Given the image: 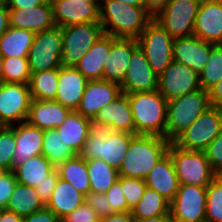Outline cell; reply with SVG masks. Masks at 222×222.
Returning a JSON list of instances; mask_svg holds the SVG:
<instances>
[{
    "label": "cell",
    "instance_id": "obj_8",
    "mask_svg": "<svg viewBox=\"0 0 222 222\" xmlns=\"http://www.w3.org/2000/svg\"><path fill=\"white\" fill-rule=\"evenodd\" d=\"M222 131V108L209 106L172 143L186 151L204 152Z\"/></svg>",
    "mask_w": 222,
    "mask_h": 222
},
{
    "label": "cell",
    "instance_id": "obj_28",
    "mask_svg": "<svg viewBox=\"0 0 222 222\" xmlns=\"http://www.w3.org/2000/svg\"><path fill=\"white\" fill-rule=\"evenodd\" d=\"M84 202V195L69 182L59 178L50 200L45 205L60 220L78 208Z\"/></svg>",
    "mask_w": 222,
    "mask_h": 222
},
{
    "label": "cell",
    "instance_id": "obj_52",
    "mask_svg": "<svg viewBox=\"0 0 222 222\" xmlns=\"http://www.w3.org/2000/svg\"><path fill=\"white\" fill-rule=\"evenodd\" d=\"M210 106L222 108V80L209 91Z\"/></svg>",
    "mask_w": 222,
    "mask_h": 222
},
{
    "label": "cell",
    "instance_id": "obj_33",
    "mask_svg": "<svg viewBox=\"0 0 222 222\" xmlns=\"http://www.w3.org/2000/svg\"><path fill=\"white\" fill-rule=\"evenodd\" d=\"M59 178L69 182L83 195L90 192L87 161L79 155L66 160L57 168Z\"/></svg>",
    "mask_w": 222,
    "mask_h": 222
},
{
    "label": "cell",
    "instance_id": "obj_51",
    "mask_svg": "<svg viewBox=\"0 0 222 222\" xmlns=\"http://www.w3.org/2000/svg\"><path fill=\"white\" fill-rule=\"evenodd\" d=\"M46 0H8L9 9H23L43 4Z\"/></svg>",
    "mask_w": 222,
    "mask_h": 222
},
{
    "label": "cell",
    "instance_id": "obj_47",
    "mask_svg": "<svg viewBox=\"0 0 222 222\" xmlns=\"http://www.w3.org/2000/svg\"><path fill=\"white\" fill-rule=\"evenodd\" d=\"M16 184L17 179L13 171H8L0 178V209H6Z\"/></svg>",
    "mask_w": 222,
    "mask_h": 222
},
{
    "label": "cell",
    "instance_id": "obj_46",
    "mask_svg": "<svg viewBox=\"0 0 222 222\" xmlns=\"http://www.w3.org/2000/svg\"><path fill=\"white\" fill-rule=\"evenodd\" d=\"M61 222H100L95 210L83 202L78 208L65 216Z\"/></svg>",
    "mask_w": 222,
    "mask_h": 222
},
{
    "label": "cell",
    "instance_id": "obj_37",
    "mask_svg": "<svg viewBox=\"0 0 222 222\" xmlns=\"http://www.w3.org/2000/svg\"><path fill=\"white\" fill-rule=\"evenodd\" d=\"M42 155L57 168L76 154L65 144L57 129L44 130Z\"/></svg>",
    "mask_w": 222,
    "mask_h": 222
},
{
    "label": "cell",
    "instance_id": "obj_56",
    "mask_svg": "<svg viewBox=\"0 0 222 222\" xmlns=\"http://www.w3.org/2000/svg\"><path fill=\"white\" fill-rule=\"evenodd\" d=\"M132 222H172L170 215H161L152 218H133Z\"/></svg>",
    "mask_w": 222,
    "mask_h": 222
},
{
    "label": "cell",
    "instance_id": "obj_35",
    "mask_svg": "<svg viewBox=\"0 0 222 222\" xmlns=\"http://www.w3.org/2000/svg\"><path fill=\"white\" fill-rule=\"evenodd\" d=\"M59 80V68L31 73L29 82L32 99L55 100Z\"/></svg>",
    "mask_w": 222,
    "mask_h": 222
},
{
    "label": "cell",
    "instance_id": "obj_49",
    "mask_svg": "<svg viewBox=\"0 0 222 222\" xmlns=\"http://www.w3.org/2000/svg\"><path fill=\"white\" fill-rule=\"evenodd\" d=\"M23 222H61V220L45 206L30 215L24 216Z\"/></svg>",
    "mask_w": 222,
    "mask_h": 222
},
{
    "label": "cell",
    "instance_id": "obj_15",
    "mask_svg": "<svg viewBox=\"0 0 222 222\" xmlns=\"http://www.w3.org/2000/svg\"><path fill=\"white\" fill-rule=\"evenodd\" d=\"M121 90L125 94L158 90V75L152 70L139 46L131 53Z\"/></svg>",
    "mask_w": 222,
    "mask_h": 222
},
{
    "label": "cell",
    "instance_id": "obj_34",
    "mask_svg": "<svg viewBox=\"0 0 222 222\" xmlns=\"http://www.w3.org/2000/svg\"><path fill=\"white\" fill-rule=\"evenodd\" d=\"M170 202L157 191L146 188L142 198L131 209L133 218H152L161 215H170Z\"/></svg>",
    "mask_w": 222,
    "mask_h": 222
},
{
    "label": "cell",
    "instance_id": "obj_3",
    "mask_svg": "<svg viewBox=\"0 0 222 222\" xmlns=\"http://www.w3.org/2000/svg\"><path fill=\"white\" fill-rule=\"evenodd\" d=\"M170 142L160 136L135 135L118 171L119 176L145 179L168 152Z\"/></svg>",
    "mask_w": 222,
    "mask_h": 222
},
{
    "label": "cell",
    "instance_id": "obj_42",
    "mask_svg": "<svg viewBox=\"0 0 222 222\" xmlns=\"http://www.w3.org/2000/svg\"><path fill=\"white\" fill-rule=\"evenodd\" d=\"M121 185L128 207L132 209L142 198L147 188L145 180L121 176Z\"/></svg>",
    "mask_w": 222,
    "mask_h": 222
},
{
    "label": "cell",
    "instance_id": "obj_17",
    "mask_svg": "<svg viewBox=\"0 0 222 222\" xmlns=\"http://www.w3.org/2000/svg\"><path fill=\"white\" fill-rule=\"evenodd\" d=\"M122 94L121 86L104 79L88 80L76 111L85 118H95L98 111Z\"/></svg>",
    "mask_w": 222,
    "mask_h": 222
},
{
    "label": "cell",
    "instance_id": "obj_39",
    "mask_svg": "<svg viewBox=\"0 0 222 222\" xmlns=\"http://www.w3.org/2000/svg\"><path fill=\"white\" fill-rule=\"evenodd\" d=\"M205 222H222L221 175H217L206 187Z\"/></svg>",
    "mask_w": 222,
    "mask_h": 222
},
{
    "label": "cell",
    "instance_id": "obj_29",
    "mask_svg": "<svg viewBox=\"0 0 222 222\" xmlns=\"http://www.w3.org/2000/svg\"><path fill=\"white\" fill-rule=\"evenodd\" d=\"M65 144L79 155L89 134V119L72 110L61 126L56 128Z\"/></svg>",
    "mask_w": 222,
    "mask_h": 222
},
{
    "label": "cell",
    "instance_id": "obj_1",
    "mask_svg": "<svg viewBox=\"0 0 222 222\" xmlns=\"http://www.w3.org/2000/svg\"><path fill=\"white\" fill-rule=\"evenodd\" d=\"M135 134L113 131L112 127L89 119V134L79 156L85 160L102 159L119 171Z\"/></svg>",
    "mask_w": 222,
    "mask_h": 222
},
{
    "label": "cell",
    "instance_id": "obj_50",
    "mask_svg": "<svg viewBox=\"0 0 222 222\" xmlns=\"http://www.w3.org/2000/svg\"><path fill=\"white\" fill-rule=\"evenodd\" d=\"M169 0H143L144 9L154 18Z\"/></svg>",
    "mask_w": 222,
    "mask_h": 222
},
{
    "label": "cell",
    "instance_id": "obj_23",
    "mask_svg": "<svg viewBox=\"0 0 222 222\" xmlns=\"http://www.w3.org/2000/svg\"><path fill=\"white\" fill-rule=\"evenodd\" d=\"M144 180L148 188L157 191L169 202L174 199L180 186L173 161L168 153L156 163Z\"/></svg>",
    "mask_w": 222,
    "mask_h": 222
},
{
    "label": "cell",
    "instance_id": "obj_18",
    "mask_svg": "<svg viewBox=\"0 0 222 222\" xmlns=\"http://www.w3.org/2000/svg\"><path fill=\"white\" fill-rule=\"evenodd\" d=\"M138 46L137 38L111 36L110 52L105 60L102 79L122 85L132 51Z\"/></svg>",
    "mask_w": 222,
    "mask_h": 222
},
{
    "label": "cell",
    "instance_id": "obj_12",
    "mask_svg": "<svg viewBox=\"0 0 222 222\" xmlns=\"http://www.w3.org/2000/svg\"><path fill=\"white\" fill-rule=\"evenodd\" d=\"M32 96L29 84H0V125L13 126V122L26 121L31 106Z\"/></svg>",
    "mask_w": 222,
    "mask_h": 222
},
{
    "label": "cell",
    "instance_id": "obj_38",
    "mask_svg": "<svg viewBox=\"0 0 222 222\" xmlns=\"http://www.w3.org/2000/svg\"><path fill=\"white\" fill-rule=\"evenodd\" d=\"M222 80V44H215L211 48L205 67L199 73L200 87L209 92Z\"/></svg>",
    "mask_w": 222,
    "mask_h": 222
},
{
    "label": "cell",
    "instance_id": "obj_59",
    "mask_svg": "<svg viewBox=\"0 0 222 222\" xmlns=\"http://www.w3.org/2000/svg\"><path fill=\"white\" fill-rule=\"evenodd\" d=\"M7 172H8V170L0 165V178Z\"/></svg>",
    "mask_w": 222,
    "mask_h": 222
},
{
    "label": "cell",
    "instance_id": "obj_7",
    "mask_svg": "<svg viewBox=\"0 0 222 222\" xmlns=\"http://www.w3.org/2000/svg\"><path fill=\"white\" fill-rule=\"evenodd\" d=\"M167 153L171 156L180 184L206 188L217 176L204 152L186 151L170 143Z\"/></svg>",
    "mask_w": 222,
    "mask_h": 222
},
{
    "label": "cell",
    "instance_id": "obj_30",
    "mask_svg": "<svg viewBox=\"0 0 222 222\" xmlns=\"http://www.w3.org/2000/svg\"><path fill=\"white\" fill-rule=\"evenodd\" d=\"M54 169L52 163L40 154L27 159L22 165L17 166L13 172L18 183L35 187L47 180V175Z\"/></svg>",
    "mask_w": 222,
    "mask_h": 222
},
{
    "label": "cell",
    "instance_id": "obj_48",
    "mask_svg": "<svg viewBox=\"0 0 222 222\" xmlns=\"http://www.w3.org/2000/svg\"><path fill=\"white\" fill-rule=\"evenodd\" d=\"M58 180H59V174L57 169L55 168L50 174L47 175V180L35 186V189L39 194V197L41 198V200L45 205L50 200L51 194L55 186L57 185Z\"/></svg>",
    "mask_w": 222,
    "mask_h": 222
},
{
    "label": "cell",
    "instance_id": "obj_41",
    "mask_svg": "<svg viewBox=\"0 0 222 222\" xmlns=\"http://www.w3.org/2000/svg\"><path fill=\"white\" fill-rule=\"evenodd\" d=\"M16 148L15 126L0 127V165L13 171V158Z\"/></svg>",
    "mask_w": 222,
    "mask_h": 222
},
{
    "label": "cell",
    "instance_id": "obj_54",
    "mask_svg": "<svg viewBox=\"0 0 222 222\" xmlns=\"http://www.w3.org/2000/svg\"><path fill=\"white\" fill-rule=\"evenodd\" d=\"M9 8L0 6V36L9 28Z\"/></svg>",
    "mask_w": 222,
    "mask_h": 222
},
{
    "label": "cell",
    "instance_id": "obj_21",
    "mask_svg": "<svg viewBox=\"0 0 222 222\" xmlns=\"http://www.w3.org/2000/svg\"><path fill=\"white\" fill-rule=\"evenodd\" d=\"M214 45L194 35L174 39L172 50L173 61L182 63L199 74L205 67L211 48Z\"/></svg>",
    "mask_w": 222,
    "mask_h": 222
},
{
    "label": "cell",
    "instance_id": "obj_57",
    "mask_svg": "<svg viewBox=\"0 0 222 222\" xmlns=\"http://www.w3.org/2000/svg\"><path fill=\"white\" fill-rule=\"evenodd\" d=\"M132 6L143 7V0H116Z\"/></svg>",
    "mask_w": 222,
    "mask_h": 222
},
{
    "label": "cell",
    "instance_id": "obj_26",
    "mask_svg": "<svg viewBox=\"0 0 222 222\" xmlns=\"http://www.w3.org/2000/svg\"><path fill=\"white\" fill-rule=\"evenodd\" d=\"M95 119L112 127L113 131L135 134L133 114L128 96L122 93L112 103L102 107Z\"/></svg>",
    "mask_w": 222,
    "mask_h": 222
},
{
    "label": "cell",
    "instance_id": "obj_11",
    "mask_svg": "<svg viewBox=\"0 0 222 222\" xmlns=\"http://www.w3.org/2000/svg\"><path fill=\"white\" fill-rule=\"evenodd\" d=\"M62 46V27L35 33L27 60L31 73L60 68L59 59Z\"/></svg>",
    "mask_w": 222,
    "mask_h": 222
},
{
    "label": "cell",
    "instance_id": "obj_44",
    "mask_svg": "<svg viewBox=\"0 0 222 222\" xmlns=\"http://www.w3.org/2000/svg\"><path fill=\"white\" fill-rule=\"evenodd\" d=\"M105 195L114 212L131 211L122 192L121 176H119L113 185L105 192Z\"/></svg>",
    "mask_w": 222,
    "mask_h": 222
},
{
    "label": "cell",
    "instance_id": "obj_32",
    "mask_svg": "<svg viewBox=\"0 0 222 222\" xmlns=\"http://www.w3.org/2000/svg\"><path fill=\"white\" fill-rule=\"evenodd\" d=\"M45 207L35 187L18 183L8 202L6 210L22 217L30 215Z\"/></svg>",
    "mask_w": 222,
    "mask_h": 222
},
{
    "label": "cell",
    "instance_id": "obj_24",
    "mask_svg": "<svg viewBox=\"0 0 222 222\" xmlns=\"http://www.w3.org/2000/svg\"><path fill=\"white\" fill-rule=\"evenodd\" d=\"M71 111L55 100L32 99L26 121L43 131L56 129L61 126Z\"/></svg>",
    "mask_w": 222,
    "mask_h": 222
},
{
    "label": "cell",
    "instance_id": "obj_31",
    "mask_svg": "<svg viewBox=\"0 0 222 222\" xmlns=\"http://www.w3.org/2000/svg\"><path fill=\"white\" fill-rule=\"evenodd\" d=\"M35 33L29 30L9 27L0 36V53L4 58L27 57Z\"/></svg>",
    "mask_w": 222,
    "mask_h": 222
},
{
    "label": "cell",
    "instance_id": "obj_25",
    "mask_svg": "<svg viewBox=\"0 0 222 222\" xmlns=\"http://www.w3.org/2000/svg\"><path fill=\"white\" fill-rule=\"evenodd\" d=\"M87 81L75 67H60L55 101L71 110H76L80 104Z\"/></svg>",
    "mask_w": 222,
    "mask_h": 222
},
{
    "label": "cell",
    "instance_id": "obj_9",
    "mask_svg": "<svg viewBox=\"0 0 222 222\" xmlns=\"http://www.w3.org/2000/svg\"><path fill=\"white\" fill-rule=\"evenodd\" d=\"M152 70L159 76L173 61V42L170 34L152 20L137 38Z\"/></svg>",
    "mask_w": 222,
    "mask_h": 222
},
{
    "label": "cell",
    "instance_id": "obj_40",
    "mask_svg": "<svg viewBox=\"0 0 222 222\" xmlns=\"http://www.w3.org/2000/svg\"><path fill=\"white\" fill-rule=\"evenodd\" d=\"M31 72L27 57H8L3 61V82L29 84Z\"/></svg>",
    "mask_w": 222,
    "mask_h": 222
},
{
    "label": "cell",
    "instance_id": "obj_19",
    "mask_svg": "<svg viewBox=\"0 0 222 222\" xmlns=\"http://www.w3.org/2000/svg\"><path fill=\"white\" fill-rule=\"evenodd\" d=\"M193 35L205 42L222 44V0L200 2Z\"/></svg>",
    "mask_w": 222,
    "mask_h": 222
},
{
    "label": "cell",
    "instance_id": "obj_45",
    "mask_svg": "<svg viewBox=\"0 0 222 222\" xmlns=\"http://www.w3.org/2000/svg\"><path fill=\"white\" fill-rule=\"evenodd\" d=\"M84 202L91 206L100 218L106 217L112 213H115L112 210L110 202L105 193H96L90 191L84 195Z\"/></svg>",
    "mask_w": 222,
    "mask_h": 222
},
{
    "label": "cell",
    "instance_id": "obj_22",
    "mask_svg": "<svg viewBox=\"0 0 222 222\" xmlns=\"http://www.w3.org/2000/svg\"><path fill=\"white\" fill-rule=\"evenodd\" d=\"M44 131L23 121L15 126L16 148L13 158V170L27 159L42 154Z\"/></svg>",
    "mask_w": 222,
    "mask_h": 222
},
{
    "label": "cell",
    "instance_id": "obj_4",
    "mask_svg": "<svg viewBox=\"0 0 222 222\" xmlns=\"http://www.w3.org/2000/svg\"><path fill=\"white\" fill-rule=\"evenodd\" d=\"M129 99L135 135H154L165 138L168 101L158 90L126 94Z\"/></svg>",
    "mask_w": 222,
    "mask_h": 222
},
{
    "label": "cell",
    "instance_id": "obj_14",
    "mask_svg": "<svg viewBox=\"0 0 222 222\" xmlns=\"http://www.w3.org/2000/svg\"><path fill=\"white\" fill-rule=\"evenodd\" d=\"M199 89V74L176 61L158 76V91L167 101Z\"/></svg>",
    "mask_w": 222,
    "mask_h": 222
},
{
    "label": "cell",
    "instance_id": "obj_27",
    "mask_svg": "<svg viewBox=\"0 0 222 222\" xmlns=\"http://www.w3.org/2000/svg\"><path fill=\"white\" fill-rule=\"evenodd\" d=\"M111 47V35L103 34L77 62L76 69L87 79H102L105 60Z\"/></svg>",
    "mask_w": 222,
    "mask_h": 222
},
{
    "label": "cell",
    "instance_id": "obj_36",
    "mask_svg": "<svg viewBox=\"0 0 222 222\" xmlns=\"http://www.w3.org/2000/svg\"><path fill=\"white\" fill-rule=\"evenodd\" d=\"M86 161L90 180V191L105 193L118 179V171L102 159Z\"/></svg>",
    "mask_w": 222,
    "mask_h": 222
},
{
    "label": "cell",
    "instance_id": "obj_60",
    "mask_svg": "<svg viewBox=\"0 0 222 222\" xmlns=\"http://www.w3.org/2000/svg\"><path fill=\"white\" fill-rule=\"evenodd\" d=\"M8 0H0V6H7Z\"/></svg>",
    "mask_w": 222,
    "mask_h": 222
},
{
    "label": "cell",
    "instance_id": "obj_5",
    "mask_svg": "<svg viewBox=\"0 0 222 222\" xmlns=\"http://www.w3.org/2000/svg\"><path fill=\"white\" fill-rule=\"evenodd\" d=\"M209 106V92L202 88L169 100L165 138L172 143Z\"/></svg>",
    "mask_w": 222,
    "mask_h": 222
},
{
    "label": "cell",
    "instance_id": "obj_43",
    "mask_svg": "<svg viewBox=\"0 0 222 222\" xmlns=\"http://www.w3.org/2000/svg\"><path fill=\"white\" fill-rule=\"evenodd\" d=\"M204 153L212 171L222 175V131L209 143Z\"/></svg>",
    "mask_w": 222,
    "mask_h": 222
},
{
    "label": "cell",
    "instance_id": "obj_10",
    "mask_svg": "<svg viewBox=\"0 0 222 222\" xmlns=\"http://www.w3.org/2000/svg\"><path fill=\"white\" fill-rule=\"evenodd\" d=\"M200 0H169L153 18L173 39L193 36Z\"/></svg>",
    "mask_w": 222,
    "mask_h": 222
},
{
    "label": "cell",
    "instance_id": "obj_58",
    "mask_svg": "<svg viewBox=\"0 0 222 222\" xmlns=\"http://www.w3.org/2000/svg\"><path fill=\"white\" fill-rule=\"evenodd\" d=\"M3 61L4 57L0 53V84L3 83Z\"/></svg>",
    "mask_w": 222,
    "mask_h": 222
},
{
    "label": "cell",
    "instance_id": "obj_16",
    "mask_svg": "<svg viewBox=\"0 0 222 222\" xmlns=\"http://www.w3.org/2000/svg\"><path fill=\"white\" fill-rule=\"evenodd\" d=\"M100 0H52L56 26L99 22Z\"/></svg>",
    "mask_w": 222,
    "mask_h": 222
},
{
    "label": "cell",
    "instance_id": "obj_2",
    "mask_svg": "<svg viewBox=\"0 0 222 222\" xmlns=\"http://www.w3.org/2000/svg\"><path fill=\"white\" fill-rule=\"evenodd\" d=\"M152 20L144 7L116 0L99 2V22L103 32L113 37L138 38Z\"/></svg>",
    "mask_w": 222,
    "mask_h": 222
},
{
    "label": "cell",
    "instance_id": "obj_53",
    "mask_svg": "<svg viewBox=\"0 0 222 222\" xmlns=\"http://www.w3.org/2000/svg\"><path fill=\"white\" fill-rule=\"evenodd\" d=\"M133 216L129 212H115L106 217L100 218V222H132Z\"/></svg>",
    "mask_w": 222,
    "mask_h": 222
},
{
    "label": "cell",
    "instance_id": "obj_55",
    "mask_svg": "<svg viewBox=\"0 0 222 222\" xmlns=\"http://www.w3.org/2000/svg\"><path fill=\"white\" fill-rule=\"evenodd\" d=\"M0 222H23V217L6 209H0Z\"/></svg>",
    "mask_w": 222,
    "mask_h": 222
},
{
    "label": "cell",
    "instance_id": "obj_20",
    "mask_svg": "<svg viewBox=\"0 0 222 222\" xmlns=\"http://www.w3.org/2000/svg\"><path fill=\"white\" fill-rule=\"evenodd\" d=\"M9 26L34 33L55 27L51 2L46 0L39 6L9 9Z\"/></svg>",
    "mask_w": 222,
    "mask_h": 222
},
{
    "label": "cell",
    "instance_id": "obj_13",
    "mask_svg": "<svg viewBox=\"0 0 222 222\" xmlns=\"http://www.w3.org/2000/svg\"><path fill=\"white\" fill-rule=\"evenodd\" d=\"M206 188L180 184L170 202L172 222H205Z\"/></svg>",
    "mask_w": 222,
    "mask_h": 222
},
{
    "label": "cell",
    "instance_id": "obj_6",
    "mask_svg": "<svg viewBox=\"0 0 222 222\" xmlns=\"http://www.w3.org/2000/svg\"><path fill=\"white\" fill-rule=\"evenodd\" d=\"M103 34L100 22L73 24L62 27L59 66L62 68L76 67L77 62L81 60Z\"/></svg>",
    "mask_w": 222,
    "mask_h": 222
}]
</instances>
